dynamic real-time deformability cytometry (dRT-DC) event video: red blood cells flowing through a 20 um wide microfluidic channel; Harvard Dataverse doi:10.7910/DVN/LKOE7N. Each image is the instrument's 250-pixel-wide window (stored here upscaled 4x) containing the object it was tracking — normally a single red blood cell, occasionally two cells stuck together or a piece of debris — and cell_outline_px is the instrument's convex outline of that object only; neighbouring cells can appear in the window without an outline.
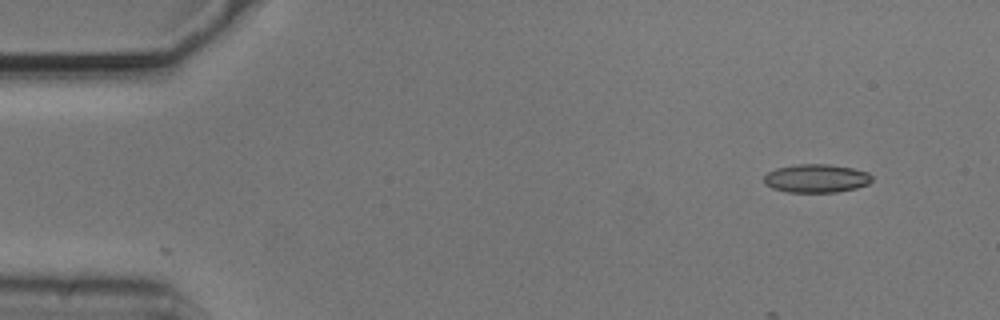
{"species": "common noctule bat (a hibernating species)", "species_latin": "Nyctalus noctula", "temperature_condition": "cold", "stored_images_in_passage": 2, "camera_frame_rate_fps": 3000, "um_per_image_px": 0.085, "animal": {"sex": "male", "body_mass_g": 20.5, "forearm_length_mm": 52.5}, "frame": {"image": 1, "passage_image": 1, "time_ms": 0.0, "image_size_px": [1000, 320], "cell_outline_px": [[872, 180], [868, 184], [856, 188], [836, 192], [788, 192], [772, 188], [764, 184], [764, 176], [768, 172], [776, 168], [796, 164], [828, 164], [852, 168], [868, 172], [872, 176]], "centroid_in_image_um": [69.37, 15.16], "position_along_channel_um": 15.6, "area_um2": 17.92}}